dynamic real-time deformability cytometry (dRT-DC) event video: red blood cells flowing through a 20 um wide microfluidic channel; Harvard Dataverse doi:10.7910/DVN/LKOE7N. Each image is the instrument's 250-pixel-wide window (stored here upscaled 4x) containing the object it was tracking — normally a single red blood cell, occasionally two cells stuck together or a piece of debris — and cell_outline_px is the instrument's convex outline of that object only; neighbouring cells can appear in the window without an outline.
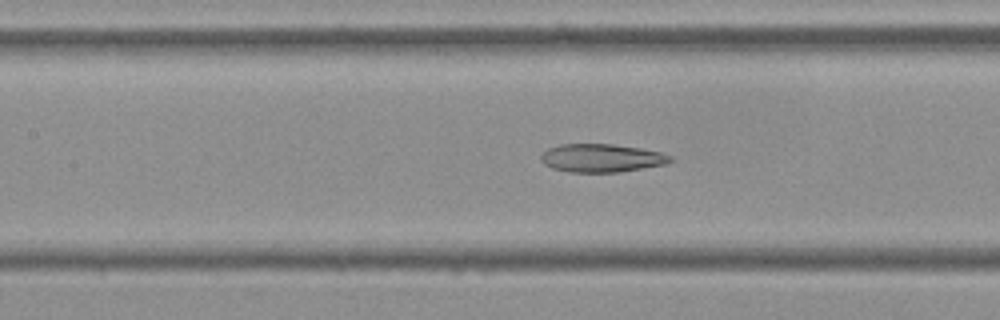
{"species": "Egyptian fruit bat (a non-hibernating species)", "species_latin": "Rousettus aegyptiacus", "temperature_condition": "cold", "stored_images_in_passage": 54, "camera_frame_rate_fps": 3000, "um_per_image_px": 0.085, "frame": {"image": 1, "passage_image": 23, "time_ms": 7.333, "image_size_px": [1000, 320], "cell_outline_px": [[676, 160], [664, 164], [644, 168], [620, 172], [568, 172], [552, 168], [544, 164], [540, 160], [540, 156], [548, 148], [560, 144], [612, 144], [640, 148], [660, 152], [672, 156]], "centroid_in_image_um": [51.13, 13.43], "position_along_channel_um": 156.3, "area_um2": 21.39}}
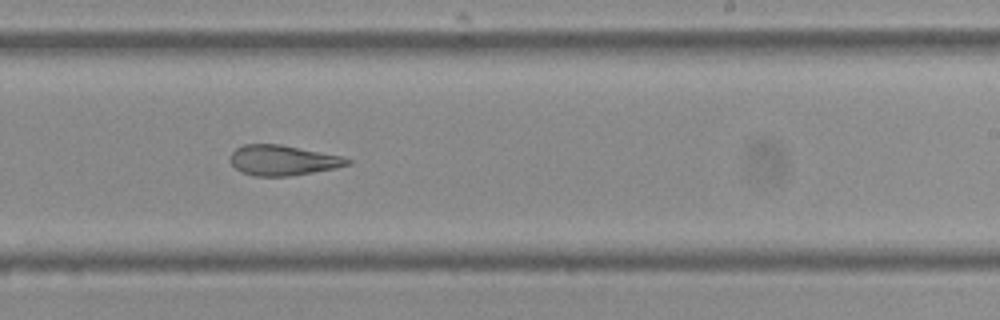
{"frame": {"image": 2, "passage_image": 32, "time_ms": 10.333, "image_size_px": [1000, 320], "cell_outline_px": [[352, 164], [336, 168], [288, 176], [256, 176], [240, 172], [228, 160], [228, 156], [236, 148], [244, 144], [280, 144], [340, 156], [352, 160]], "centroid_in_image_um": [24.0, 13.62], "position_along_channel_um": 265.0, "area_um2": 20.63}}
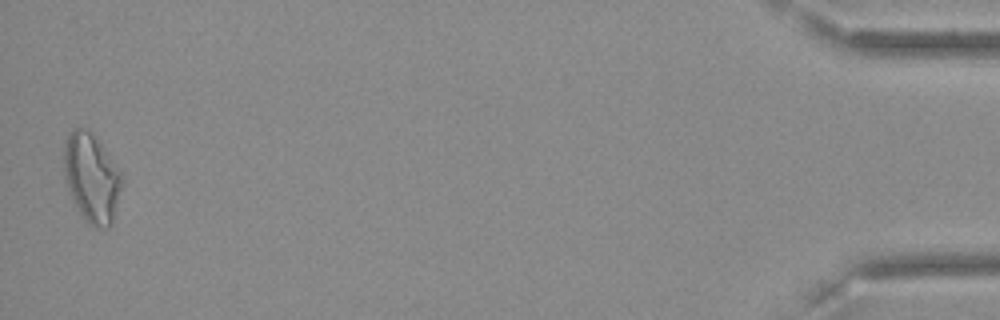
{"frame": {"image": 3, "passage_image": 53, "time_ms": 17.333, "image_size_px": [1000, 320], "cell_outline_px": [[124, 184], [112, 220], [108, 228], [92, 228], [84, 220], [72, 196], [64, 176], [64, 148], [68, 136], [76, 128], [84, 128], [100, 144], [120, 172], [124, 180]], "centroid_in_image_um": [7.81, 15.19], "position_along_channel_um": 427.4, "area_um2": 29.3}, "authors_computed_cell_mechanics": {"area_um2": 23.7847, "velocity_mm_per_s": 3.633, "shape_relaxation_time_tau1_ms": null, "shape_relaxation_time_tau2_ms": 4.0035, "deformation_change_tau1": null, "deformation_change_tau2": 0.1322}}